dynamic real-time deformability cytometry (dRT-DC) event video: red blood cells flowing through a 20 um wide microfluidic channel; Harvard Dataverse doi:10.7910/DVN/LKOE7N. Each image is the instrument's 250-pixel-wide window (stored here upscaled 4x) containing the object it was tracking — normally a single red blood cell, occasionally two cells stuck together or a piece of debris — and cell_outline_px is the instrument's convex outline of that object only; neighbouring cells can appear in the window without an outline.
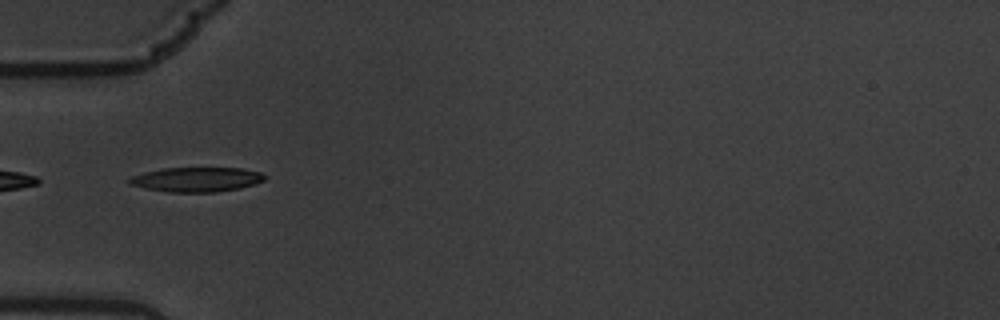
{"species": "common noctule bat (a hibernating species)", "species_latin": "Nyctalus noctula", "temperature_condition": "warm", "stored_images_in_passage": 41, "camera_frame_rate_fps": 3000, "um_per_image_px": 0.085, "animal": {"sex": "male", "body_mass_g": 19.5, "forearm_length_mm": 54.6}, "frame": {"image": 1, "passage_image": 1, "time_ms": 0.0, "image_size_px": [1000, 320], "cell_outline_px": [[268, 176], [264, 180], [240, 188], [216, 192], [168, 192], [144, 188], [128, 184], [128, 180], [132, 176], [144, 172], [164, 168], [240, 168], [260, 172]], "centroid_in_image_um": [16.69, 15.25], "position_along_channel_um": 68.3, "area_um2": 19.36}}
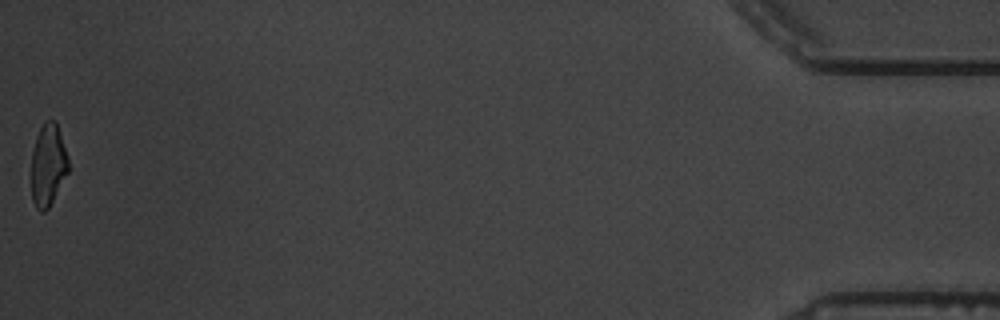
{"frame": {"image": 2, "passage_image": 41, "time_ms": 13.333, "image_size_px": [1000, 320], "cell_outline_px": [[68, 172], [48, 208], [44, 212], [40, 212], [36, 208], [32, 200], [32, 152], [36, 136], [44, 120], [56, 120], [68, 156]], "centroid_in_image_um": [4.08, 14.0], "position_along_channel_um": 431.1, "area_um2": 17.69}, "authors_computed_cell_mechanics": {"area_um2": 19.074, "velocity_mm_per_s": 3.4225, "shape_relaxation_time_tau1_ms": 5.7195, "shape_relaxation_time_tau2_ms": 2.5812, "deformation_change_tau1": 0.2106, "deformation_change_tau2": 0.1043}}